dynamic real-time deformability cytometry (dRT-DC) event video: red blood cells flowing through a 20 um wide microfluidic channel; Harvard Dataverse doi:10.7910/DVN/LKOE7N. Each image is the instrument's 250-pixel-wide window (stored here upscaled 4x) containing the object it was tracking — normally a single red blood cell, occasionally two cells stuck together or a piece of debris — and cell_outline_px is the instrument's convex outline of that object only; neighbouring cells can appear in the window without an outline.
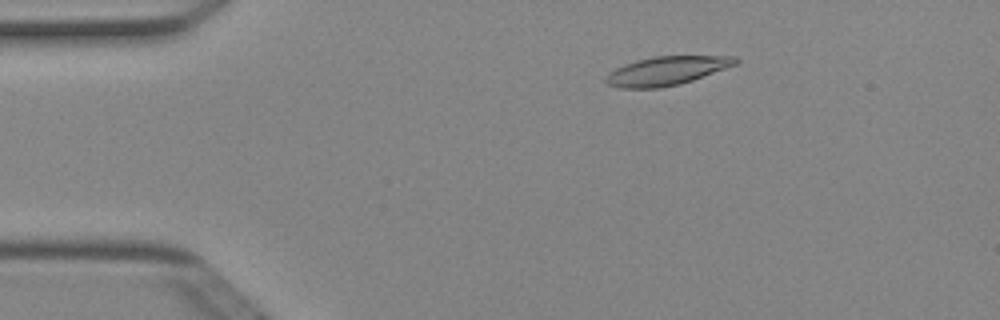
{"species": "Egyptian fruit bat (a non-hibernating species)", "species_latin": "Rousettus aegyptiacus", "temperature_condition": "cold", "stored_images_in_passage": 51, "camera_frame_rate_fps": 3000, "um_per_image_px": 0.085, "animal": {"sex": "female"}, "frame": {"image": 1, "passage_image": 9, "time_ms": 2.667, "image_size_px": [1000, 320], "cell_outline_px": [[740, 60], [736, 64], [692, 80], [680, 84], [660, 88], [620, 88], [608, 84], [604, 80], [608, 72], [624, 64], [636, 60], [652, 56], [736, 56]], "centroid_in_image_um": [56.63, 6.01], "position_along_channel_um": 28.4, "area_um2": 21.68}}
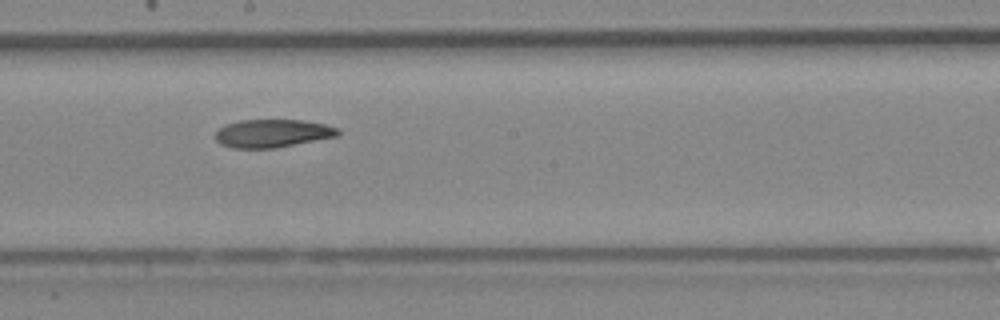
{"frame": {"image": 2, "passage_image": 28, "time_ms": 9.0, "image_size_px": [1000, 320], "cell_outline_px": [[340, 136], [276, 148], [232, 148], [220, 144], [216, 140], [216, 132], [224, 124], [240, 120], [304, 120], [324, 124], [340, 128]], "centroid_in_image_um": [23.19, 11.33], "position_along_channel_um": 225.0, "area_um2": 20.29}}
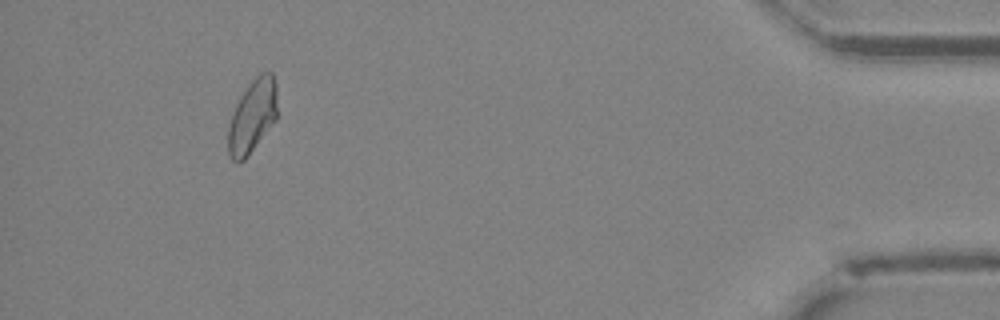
{"frame": {"image": 3, "passage_image": 47, "time_ms": 15.333, "image_size_px": [1000, 320], "cell_outline_px": [[276, 120], [248, 156], [244, 160], [232, 160], [228, 156], [228, 128], [232, 112], [240, 96], [248, 84], [260, 72], [272, 72], [276, 84]], "centroid_in_image_um": [21.44, 9.87], "position_along_channel_um": 413.8, "area_um2": 20.98}, "authors_computed_cell_mechanics": {"area_um2": 21.2126, "velocity_mm_per_s": 3.9951, "shape_relaxation_time_tau1_ms": 6.9055, "shape_relaxation_time_tau2_ms": null, "deformation_change_tau1": 0.1781, "deformation_change_tau2": null}}